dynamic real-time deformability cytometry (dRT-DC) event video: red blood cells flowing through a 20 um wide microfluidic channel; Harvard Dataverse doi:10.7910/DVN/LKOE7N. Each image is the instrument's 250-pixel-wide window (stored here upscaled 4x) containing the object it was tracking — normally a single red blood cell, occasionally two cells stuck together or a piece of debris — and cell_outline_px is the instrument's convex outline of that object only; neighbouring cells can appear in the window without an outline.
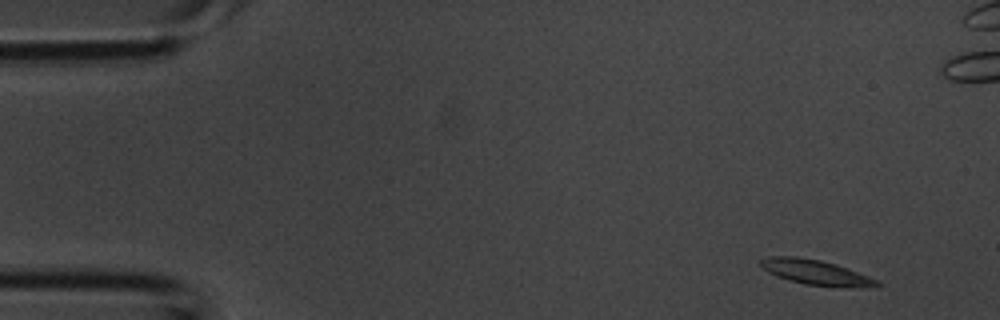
{"species": "common noctule bat (a hibernating species)", "species_latin": "Nyctalus noctula", "temperature_condition": "room temperature", "stored_images_in_passage": 3, "camera_frame_rate_fps": 3000, "um_per_image_px": 0.085, "animal": {"sex": "male", "body_mass_g": 20.1, "forearm_length_mm": 53.5}, "frame": {"image": 1, "passage_image": 1, "time_ms": 0.0, "image_size_px": [1000, 320], "cell_outline_px": [[880, 284], [876, 288], [804, 284], [788, 280], [776, 276], [768, 272], [756, 264], [760, 260], [768, 256], [796, 256], [820, 260], [836, 264], [880, 280]], "centroid_in_image_um": [69.32, 23.14], "position_along_channel_um": 15.7, "area_um2": 17.05}}